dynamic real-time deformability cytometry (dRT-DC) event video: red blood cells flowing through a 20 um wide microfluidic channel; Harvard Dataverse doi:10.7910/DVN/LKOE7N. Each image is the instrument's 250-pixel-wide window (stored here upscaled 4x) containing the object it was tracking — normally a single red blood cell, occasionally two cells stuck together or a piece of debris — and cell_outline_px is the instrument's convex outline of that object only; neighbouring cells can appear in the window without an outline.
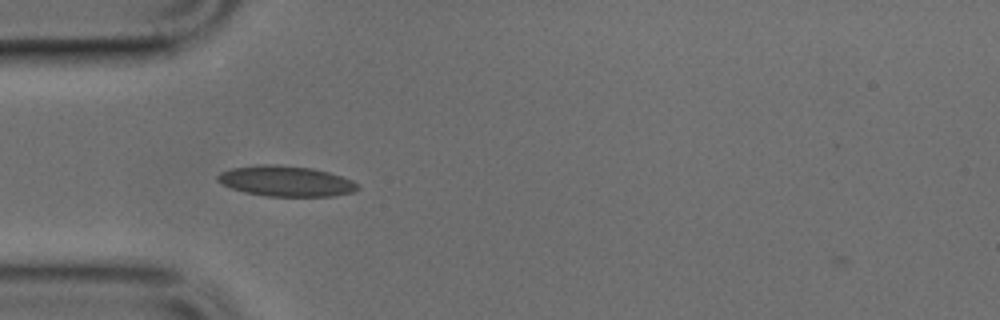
{"species": "common noctule bat (a hibernating species)", "species_latin": "Nyctalus noctula", "temperature_condition": "cold", "stored_images_in_passage": 36, "camera_frame_rate_fps": 3000, "um_per_image_px": 0.085, "animal": {"sex": "male", "body_mass_g": 17.9, "forearm_length_mm": 54.2}, "frame": {"image": 1, "passage_image": 1, "time_ms": 0.0, "image_size_px": [1000, 320], "cell_outline_px": [[360, 188], [352, 192], [332, 196], [264, 196], [244, 192], [232, 188], [216, 180], [216, 176], [220, 172], [232, 168], [256, 164], [280, 164], [312, 168], [328, 172], [352, 180], [360, 184]], "centroid_in_image_um": [24.29, 15.39], "position_along_channel_um": 60.7, "area_um2": 25.03}}
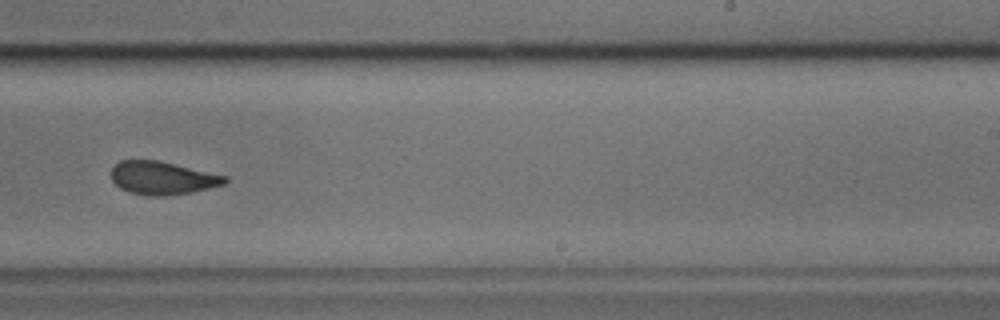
{"frame": {"image": 2, "passage_image": 17, "time_ms": 5.333, "image_size_px": [1000, 320], "cell_outline_px": [[228, 180], [224, 184], [192, 192], [164, 196], [148, 196], [128, 192], [120, 188], [112, 180], [112, 168], [120, 160], [156, 160], [228, 176]], "centroid_in_image_um": [13.8, 15.14], "position_along_channel_um": 275.2, "area_um2": 21.79}}
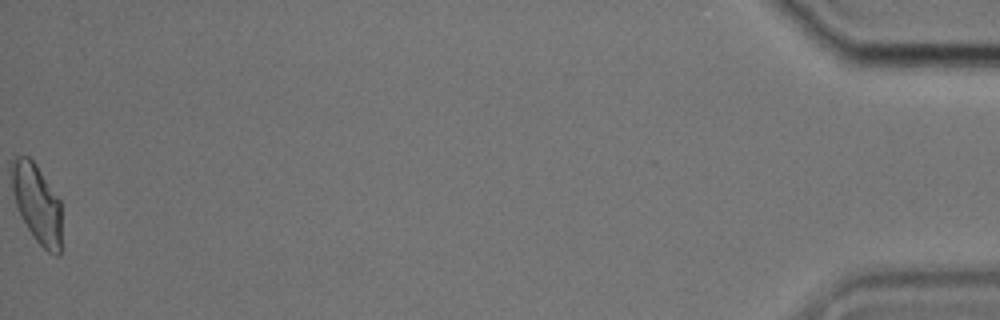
{"frame": {"image": 3, "passage_image": 36, "time_ms": 11.667, "image_size_px": [1000, 320], "cell_outline_px": [[60, 256], [56, 256], [48, 252], [36, 240], [28, 228], [16, 204], [12, 192], [12, 164], [16, 156], [28, 156], [36, 164], [60, 200]], "centroid_in_image_um": [3.15, 17.3], "position_along_channel_um": 432.0, "area_um2": 22.43}}